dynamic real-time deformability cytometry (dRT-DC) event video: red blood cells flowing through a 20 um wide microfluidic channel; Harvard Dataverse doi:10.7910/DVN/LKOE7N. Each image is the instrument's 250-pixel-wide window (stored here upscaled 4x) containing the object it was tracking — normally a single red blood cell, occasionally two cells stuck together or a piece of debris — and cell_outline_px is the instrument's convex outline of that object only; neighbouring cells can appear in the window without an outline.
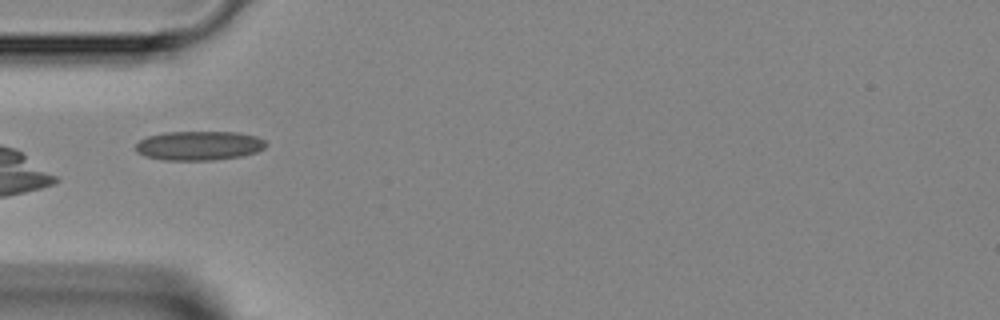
{"species": "Egyptian fruit bat (a non-hibernating species)", "species_latin": "Rousettus aegyptiacus", "temperature_condition": "room temperature", "stored_images_in_passage": 22, "camera_frame_rate_fps": 3000, "um_per_image_px": 0.085, "animal": {"sex": "female"}, "frame": {"image": 1, "passage_image": 1, "time_ms": 0.0, "image_size_px": [1000, 320], "cell_outline_px": [[268, 144], [264, 148], [256, 152], [240, 156], [212, 160], [164, 160], [144, 156], [136, 152], [136, 144], [140, 140], [148, 136], [164, 132], [240, 132], [256, 136], [264, 140]], "centroid_in_image_um": [16.91, 12.37], "position_along_channel_um": 68.1, "area_um2": 22.25}}